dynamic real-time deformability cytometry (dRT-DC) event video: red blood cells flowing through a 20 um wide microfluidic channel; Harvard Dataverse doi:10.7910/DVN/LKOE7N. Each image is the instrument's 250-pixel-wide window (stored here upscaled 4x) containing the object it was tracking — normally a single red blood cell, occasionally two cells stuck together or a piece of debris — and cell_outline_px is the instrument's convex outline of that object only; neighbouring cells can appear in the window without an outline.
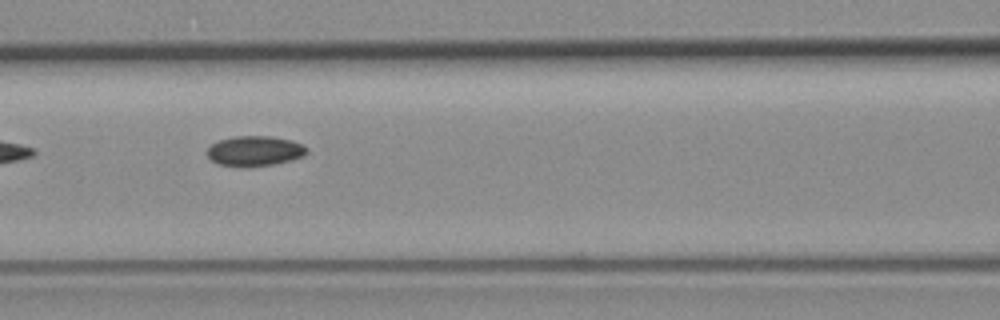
{"species": "common noctule bat (a hibernating species)", "species_latin": "Nyctalus noctula", "temperature_condition": "room temperature", "stored_images_in_passage": 7, "camera_frame_rate_fps": 3000, "um_per_image_px": 0.085, "animal": {"sex": "female", "body_mass_g": 19.3, "forearm_length_mm": 54.1}, "frame": {"image": 1, "passage_image": 6, "time_ms": 7.0, "image_size_px": [1000, 320], "cell_outline_px": [[308, 152], [304, 156], [272, 164], [248, 168], [220, 164], [212, 160], [204, 152], [212, 144], [220, 140], [232, 136], [268, 136], [292, 140], [308, 148]], "centroid_in_image_um": [21.63, 12.83], "position_along_channel_um": 145.0, "area_um2": 17.51}}
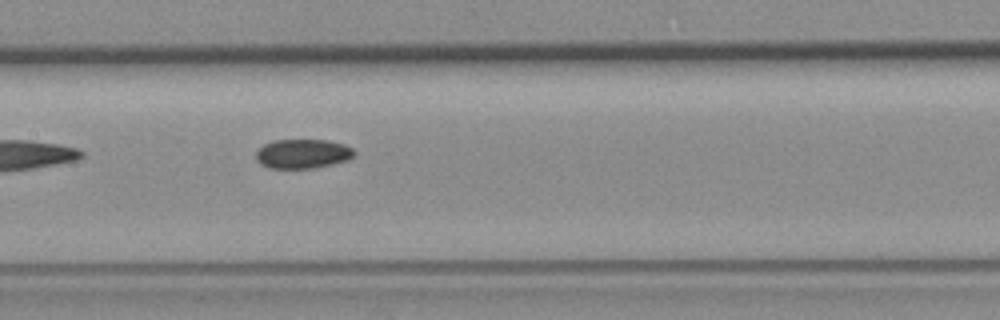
{"frame": {"image": 2, "passage_image": 7, "time_ms": 8.0, "image_size_px": [1000, 320], "cell_outline_px": [[356, 152], [348, 160], [332, 164], [312, 168], [268, 168], [260, 164], [256, 160], [256, 152], [264, 144], [272, 140], [328, 140], [344, 144], [352, 148]], "centroid_in_image_um": [25.71, 13.07], "position_along_channel_um": 181.7, "area_um2": 16.82}}